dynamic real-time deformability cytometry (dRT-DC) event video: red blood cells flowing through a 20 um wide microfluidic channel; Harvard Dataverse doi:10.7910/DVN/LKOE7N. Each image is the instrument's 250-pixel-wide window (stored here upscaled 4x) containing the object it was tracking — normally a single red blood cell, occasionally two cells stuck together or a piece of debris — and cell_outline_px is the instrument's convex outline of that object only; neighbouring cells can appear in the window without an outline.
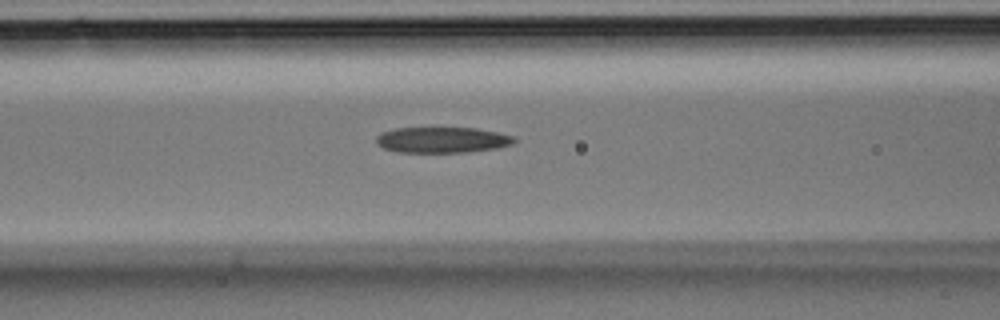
{"species": "Egyptian fruit bat (a non-hibernating species)", "species_latin": "Rousettus aegyptiacus", "temperature_condition": "room temperature", "stored_images_in_passage": 25, "camera_frame_rate_fps": 3000, "um_per_image_px": 0.085, "animal": {"sex": "male"}, "frame": {"image": 1, "passage_image": 11, "time_ms": 3.333, "image_size_px": [1000, 320], "cell_outline_px": [[516, 140], [512, 144], [496, 148], [468, 152], [396, 152], [384, 148], [376, 144], [376, 136], [380, 132], [396, 128], [432, 124], [436, 124], [476, 128], [516, 136]], "centroid_in_image_um": [37.54, 11.83], "position_along_channel_um": 129.1, "area_um2": 22.02}}
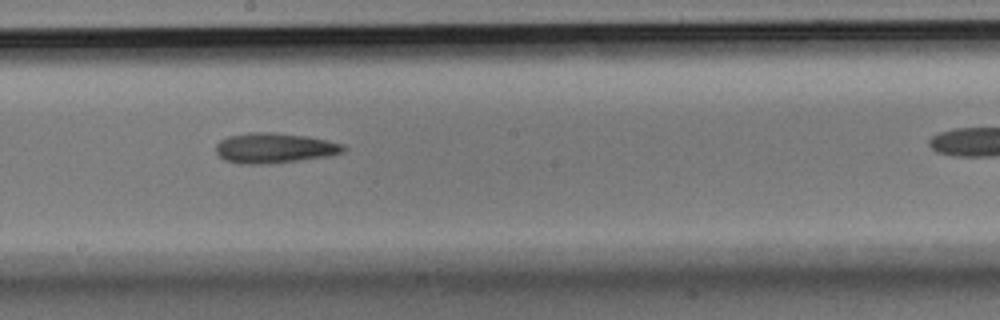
{"frame": {"image": 2, "passage_image": 16, "time_ms": 5.0, "image_size_px": [1000, 320], "cell_outline_px": [[348, 148], [344, 152], [332, 156], [264, 164], [240, 164], [224, 160], [216, 152], [216, 144], [220, 140], [228, 136], [248, 132], [272, 132], [308, 136], [328, 140], [344, 144]], "centroid_in_image_um": [23.36, 12.58], "position_along_channel_um": 224.8, "area_um2": 22.72}}
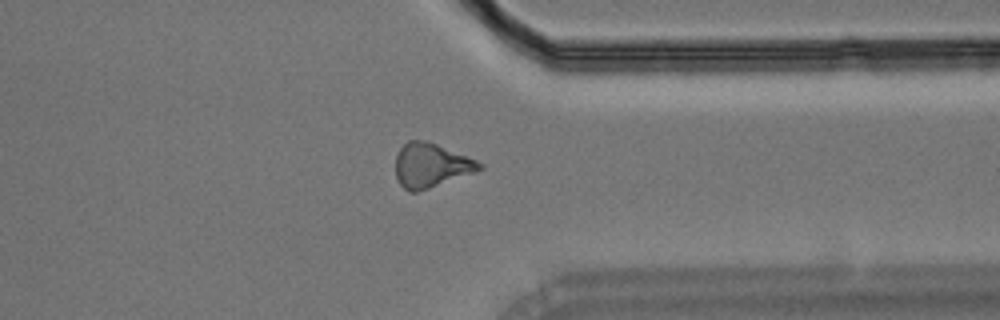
{"frame": {"image": 3, "passage_image": 24, "time_ms": 7.667, "image_size_px": [1000, 320], "cell_outline_px": [[484, 168], [476, 172], [416, 192], [408, 192], [400, 184], [396, 176], [396, 156], [400, 148], [408, 140], [424, 140], [436, 144], [468, 156], [484, 164]], "centroid_in_image_um": [36.64, 14.05], "position_along_channel_um": 374.8, "area_um2": 21.5}}